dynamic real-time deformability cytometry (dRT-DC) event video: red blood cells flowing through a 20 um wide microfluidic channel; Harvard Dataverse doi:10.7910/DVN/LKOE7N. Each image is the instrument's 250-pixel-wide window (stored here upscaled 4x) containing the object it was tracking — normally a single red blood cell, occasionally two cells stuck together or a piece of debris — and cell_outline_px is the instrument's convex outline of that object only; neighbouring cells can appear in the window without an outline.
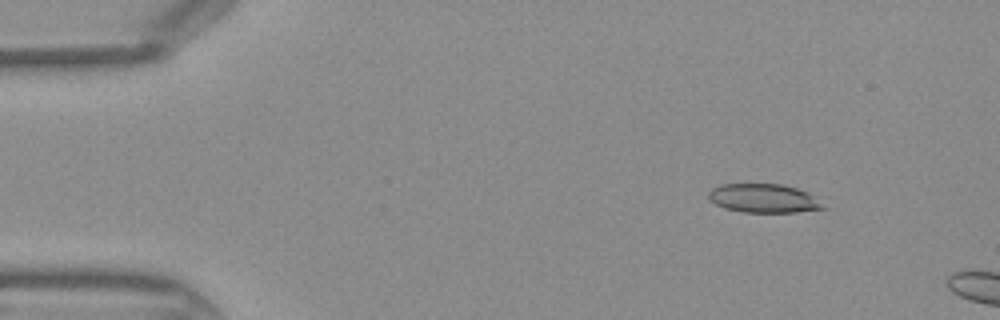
{"species": "Egyptian fruit bat (a non-hibernating species)", "species_latin": "Rousettus aegyptiacus", "temperature_condition": "warm", "stored_images_in_passage": 10, "camera_frame_rate_fps": 3000, "um_per_image_px": 0.085, "frame": {"image": 1, "passage_image": 6, "time_ms": 1.667, "image_size_px": [1000, 320], "cell_outline_px": [[828, 208], [796, 212], [744, 212], [724, 208], [716, 204], [708, 196], [708, 192], [712, 188], [720, 184], [780, 184], [796, 188], [808, 192]], "centroid_in_image_um": [64.91, 16.85], "position_along_channel_um": 20.1, "area_um2": 19.13}}